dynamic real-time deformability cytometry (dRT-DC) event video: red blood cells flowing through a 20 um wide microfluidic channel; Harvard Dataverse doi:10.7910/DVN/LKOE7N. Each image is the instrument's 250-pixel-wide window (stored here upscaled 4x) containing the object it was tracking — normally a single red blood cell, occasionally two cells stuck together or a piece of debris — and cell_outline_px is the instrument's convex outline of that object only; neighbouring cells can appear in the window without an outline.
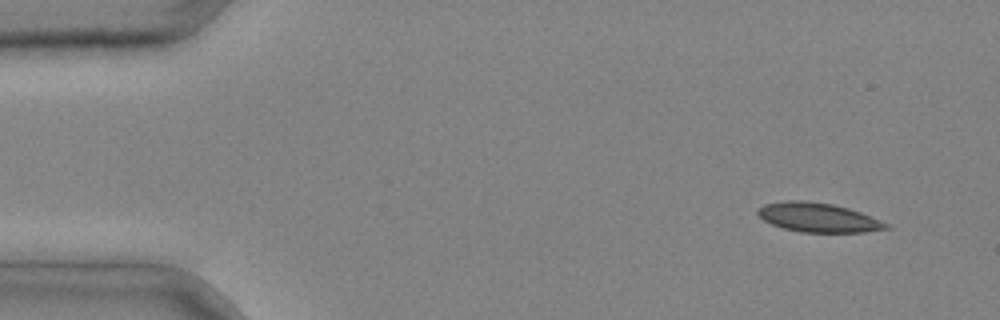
{"species": "common noctule bat (a hibernating species)", "species_latin": "Nyctalus noctula", "temperature_condition": "cold", "stored_images_in_passage": 4, "segment_of_instrument_passage": [1, 2], "camera_frame_rate_fps": 3000, "um_per_image_px": 0.085, "animal": {"sex": "male", "body_mass_g": 20.4}, "frame": {"image": 1, "passage_image": 1, "time_ms": 0.0, "image_size_px": [1000, 320], "cell_outline_px": [[892, 228], [864, 232], [800, 232], [784, 228], [772, 224], [764, 220], [756, 212], [756, 208], [764, 204], [784, 200], [804, 200], [832, 204], [848, 208], [860, 212], [880, 220], [888, 224]], "centroid_in_image_um": [69.52, 18.48], "position_along_channel_um": 15.5, "area_um2": 21.85}}
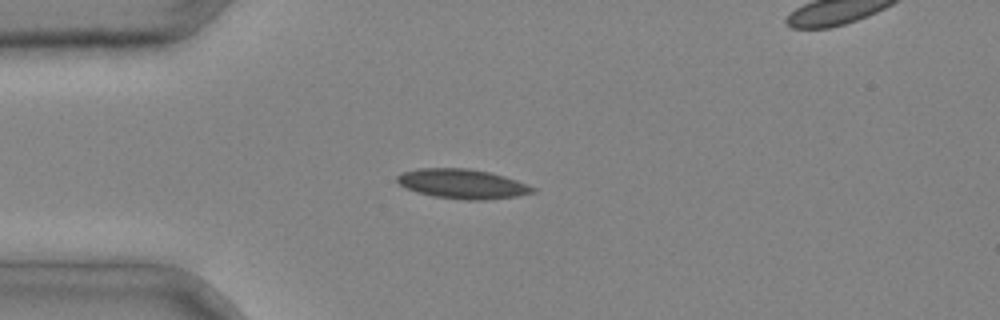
{"frame": {"image": 2, "passage_image": 3, "time_ms": 0.667, "image_size_px": [1000, 320], "cell_outline_px": [[536, 192], [516, 196], [484, 200], [468, 200], [432, 196], [416, 192], [404, 188], [396, 180], [396, 176], [404, 172], [420, 168], [468, 168], [488, 172], [504, 176], [528, 184], [536, 188]], "centroid_in_image_um": [39.3, 15.63], "position_along_channel_um": 45.7, "area_um2": 23.35}}